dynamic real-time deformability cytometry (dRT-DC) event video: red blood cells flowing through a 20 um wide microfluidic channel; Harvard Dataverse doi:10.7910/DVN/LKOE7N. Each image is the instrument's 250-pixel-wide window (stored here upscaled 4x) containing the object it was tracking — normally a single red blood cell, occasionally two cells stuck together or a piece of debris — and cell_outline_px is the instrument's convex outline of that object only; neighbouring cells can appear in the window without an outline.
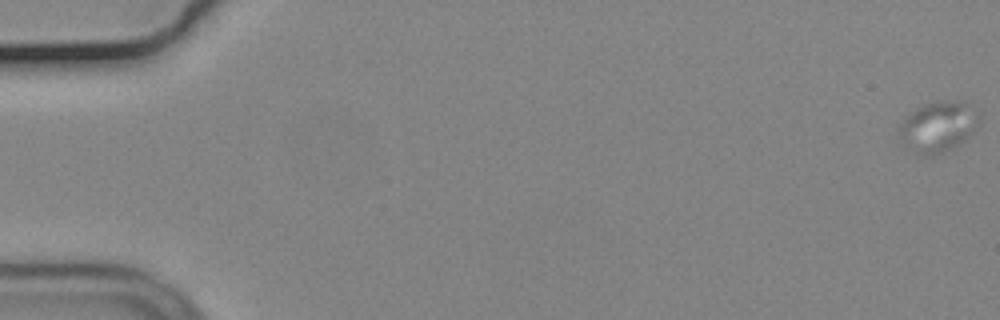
{"species": "common noctule bat (a hibernating species)", "species_latin": "Nyctalus noctula", "temperature_condition": "cold", "stored_images_in_passage": 21, "camera_frame_rate_fps": 3000, "um_per_image_px": 0.085, "animal": {"sex": "male", "body_mass_g": 19.2, "forearm_length_mm": 51.8}, "frame": {"image": 1, "passage_image": 1, "time_ms": 0.0, "image_size_px": [1000, 320], "cell_outline_px": [[980, 124], [964, 140], [944, 152], [932, 156], [924, 156], [916, 152], [900, 140], [900, 124], [916, 108], [940, 100], [964, 100], [980, 116]], "centroid_in_image_um": [79.78, 10.75], "position_along_channel_um": 5.2, "area_um2": 23.24}}
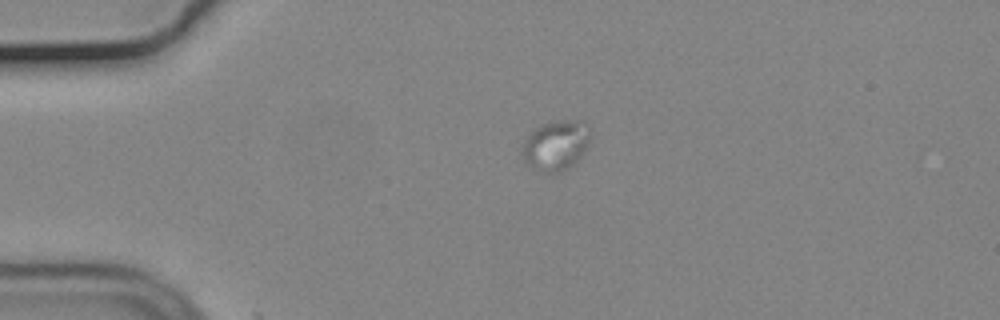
{"frame": {"image": 2, "passage_image": 17, "time_ms": 5.333, "image_size_px": [1000, 320], "cell_outline_px": [[588, 140], [580, 156], [572, 164], [560, 172], [544, 172], [528, 164], [524, 160], [520, 152], [524, 140], [540, 124], [548, 120], [576, 120], [584, 124], [588, 128]], "centroid_in_image_um": [47.18, 12.32], "position_along_channel_um": 37.8, "area_um2": 19.36}}